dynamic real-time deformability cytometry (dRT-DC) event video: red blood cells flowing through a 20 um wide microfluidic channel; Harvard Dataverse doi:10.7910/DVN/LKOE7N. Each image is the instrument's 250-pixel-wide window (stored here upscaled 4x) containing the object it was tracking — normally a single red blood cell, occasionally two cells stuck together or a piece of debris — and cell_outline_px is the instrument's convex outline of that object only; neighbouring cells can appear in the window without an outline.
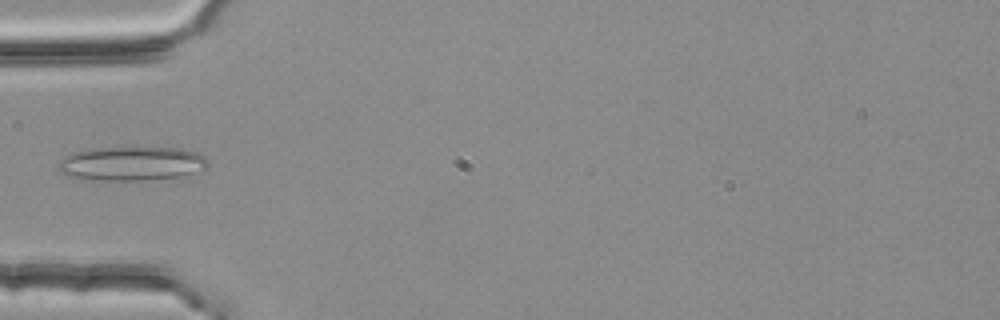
{"species": "common noctule bat (a hibernating species)", "species_latin": "Nyctalus noctula", "temperature_condition": "room temperature", "stored_images_in_passage": 3, "camera_frame_rate_fps": 3000, "um_per_image_px": 0.085, "animal": {"sex": "female", "body_mass_g": 25.1}, "frame": {"image": 1, "passage_image": 3, "time_ms": 0.667, "image_size_px": [1000, 320], "cell_outline_px": [[208, 164], [204, 168], [184, 176], [144, 180], [80, 180], [68, 176], [60, 172], [56, 168], [56, 164], [64, 156], [76, 152], [92, 148], [180, 148], [196, 152], [204, 156], [208, 160]], "centroid_in_image_um": [11.12, 13.92], "position_along_channel_um": 73.9, "area_um2": 29.88}}